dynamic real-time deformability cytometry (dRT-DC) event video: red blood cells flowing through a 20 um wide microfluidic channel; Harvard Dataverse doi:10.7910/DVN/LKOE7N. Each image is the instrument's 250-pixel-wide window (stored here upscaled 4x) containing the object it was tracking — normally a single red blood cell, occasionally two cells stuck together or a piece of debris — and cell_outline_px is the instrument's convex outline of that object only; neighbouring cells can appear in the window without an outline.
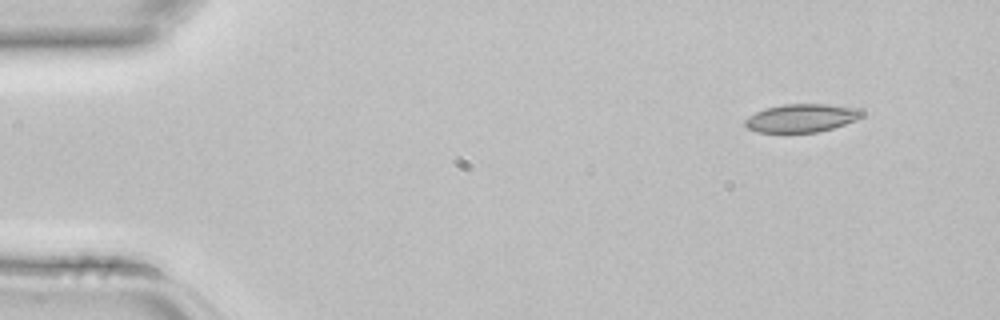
{"species": "common noctule bat (a hibernating species)", "species_latin": "Nyctalus noctula", "temperature_condition": "room temperature", "stored_images_in_passage": 2, "camera_frame_rate_fps": 3000, "um_per_image_px": 0.085, "animal": {"sex": "female", "body_mass_g": 22.7, "forearm_length_mm": 54.2}, "frame": {"image": 1, "passage_image": 1, "time_ms": 0.0, "image_size_px": [1000, 320], "cell_outline_px": [[864, 116], [856, 120], [832, 128], [816, 132], [756, 132], [748, 128], [744, 124], [744, 120], [748, 116], [764, 108], [784, 104], [828, 104], [860, 108], [864, 112]], "centroid_in_image_um": [68.14, 10.02], "position_along_channel_um": 16.9, "area_um2": 19.31}}